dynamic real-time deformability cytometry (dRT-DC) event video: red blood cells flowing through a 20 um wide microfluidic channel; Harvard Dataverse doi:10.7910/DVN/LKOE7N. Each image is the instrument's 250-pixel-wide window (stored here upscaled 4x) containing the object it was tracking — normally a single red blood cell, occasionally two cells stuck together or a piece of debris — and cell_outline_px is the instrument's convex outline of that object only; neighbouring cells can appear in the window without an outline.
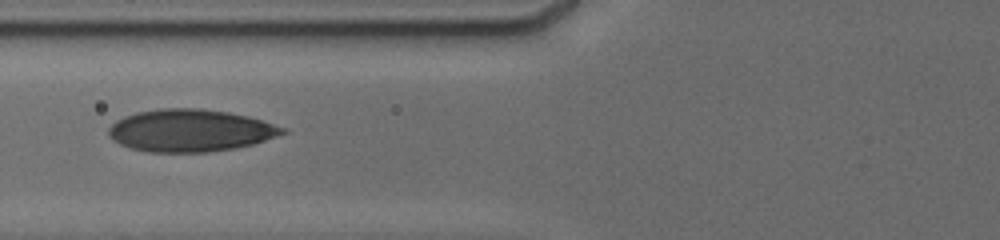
{"species": "human", "species_latin": "Homo sapiens", "temperature_condition": "cold", "stored_images_in_passage": 4, "camera_frame_rate_fps": 3000, "um_per_image_px": 0.085, "donor": {"sex": "male"}, "frame": {"image": 1, "passage_image": 3, "time_ms": 2.0, "image_size_px": [1000, 240], "cell_outline_px": [[288, 132], [252, 144], [236, 148], [204, 152], [148, 152], [132, 148], [120, 144], [112, 140], [108, 136], [108, 128], [116, 120], [124, 116], [136, 112], [160, 108], [200, 108], [228, 112], [248, 116], [284, 128]], "centroid_in_image_um": [16.12, 11.09], "position_along_channel_um": 109.7, "area_um2": 42.77}}